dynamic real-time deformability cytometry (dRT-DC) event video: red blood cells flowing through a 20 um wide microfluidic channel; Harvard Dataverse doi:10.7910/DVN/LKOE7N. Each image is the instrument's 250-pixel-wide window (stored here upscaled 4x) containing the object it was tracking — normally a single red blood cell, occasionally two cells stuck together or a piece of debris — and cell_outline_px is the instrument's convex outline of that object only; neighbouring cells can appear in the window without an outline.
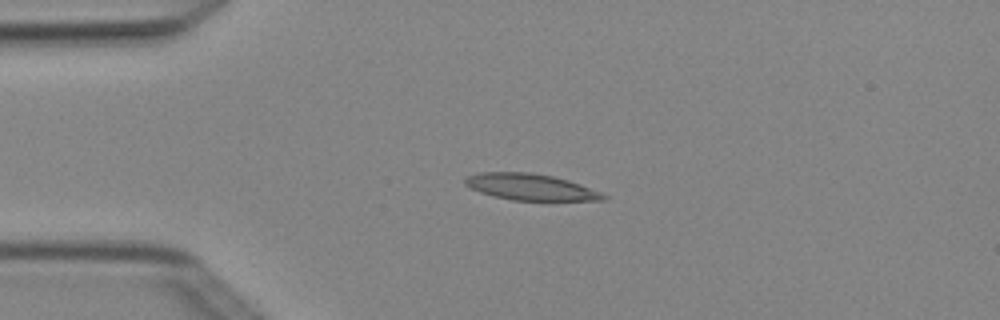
{"species": "Egyptian fruit bat (a non-hibernating species)", "species_latin": "Rousettus aegyptiacus", "temperature_condition": "cold", "stored_images_in_passage": 6, "camera_frame_rate_fps": 3000, "um_per_image_px": 0.085, "animal": {"sex": "female"}, "frame": {"image": 1, "passage_image": 4, "time_ms": 1.0, "image_size_px": [1000, 320], "cell_outline_px": [[608, 196], [604, 200], [512, 200], [492, 196], [480, 192], [464, 184], [464, 180], [468, 176], [480, 172], [532, 172], [552, 176], [568, 180], [580, 184], [600, 192]], "centroid_in_image_um": [45.08, 15.89], "position_along_channel_um": 39.9, "area_um2": 21.1}}
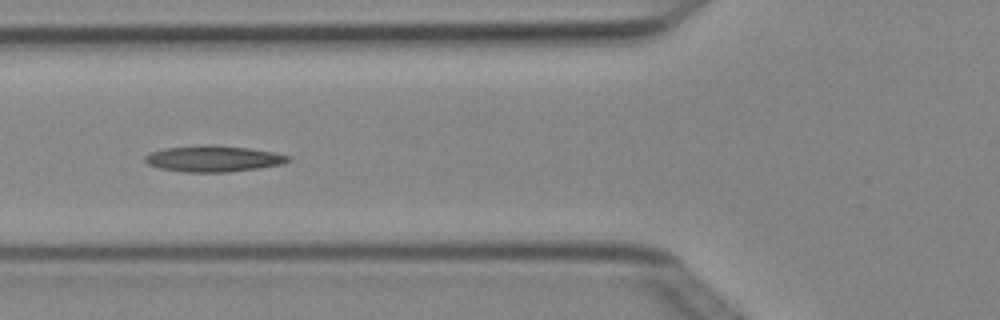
{"frame": {"image": 2, "passage_image": 6, "time_ms": 1.667, "image_size_px": [1000, 320], "cell_outline_px": [[292, 160], [284, 164], [260, 168], [228, 172], [184, 172], [160, 168], [148, 164], [144, 160], [144, 156], [152, 152], [164, 148], [200, 144], [208, 144], [248, 148], [272, 152], [292, 156]], "centroid_in_image_um": [18.16, 13.48], "position_along_channel_um": 107.6, "area_um2": 22.02}}